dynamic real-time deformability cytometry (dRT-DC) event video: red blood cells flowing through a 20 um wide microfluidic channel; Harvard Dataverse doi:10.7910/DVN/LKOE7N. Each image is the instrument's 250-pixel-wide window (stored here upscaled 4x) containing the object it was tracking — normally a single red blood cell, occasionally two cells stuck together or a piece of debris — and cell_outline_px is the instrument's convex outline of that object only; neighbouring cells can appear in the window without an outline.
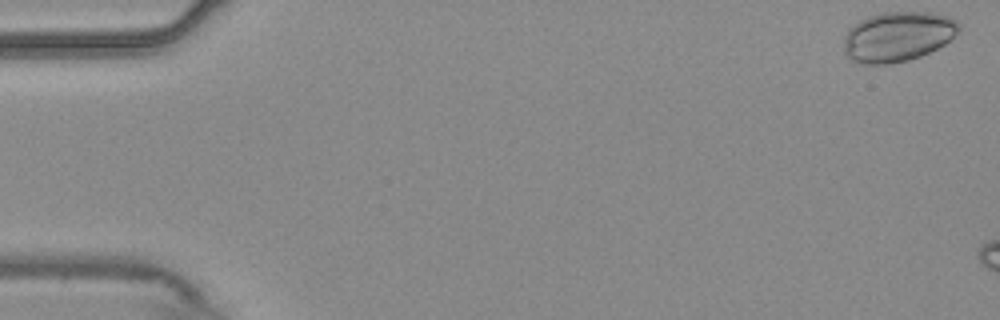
{"species": "common noctule bat (a hibernating species)", "species_latin": "Nyctalus noctula", "temperature_condition": "warm", "stored_images_in_passage": 3, "camera_frame_rate_fps": 3000, "um_per_image_px": 0.085, "animal": {"sex": "male", "body_mass_g": 20.4}, "frame": {"image": 1, "passage_image": 1, "time_ms": 0.0, "image_size_px": [1000, 320], "cell_outline_px": [[960, 32], [944, 44], [920, 56], [908, 60], [892, 64], [856, 64], [844, 52], [844, 36], [848, 28], [860, 20], [868, 16], [880, 12], [932, 12], [948, 16], [956, 20], [960, 24]], "centroid_in_image_um": [76.3, 3.1], "position_along_channel_um": 8.7, "area_um2": 33.87}}